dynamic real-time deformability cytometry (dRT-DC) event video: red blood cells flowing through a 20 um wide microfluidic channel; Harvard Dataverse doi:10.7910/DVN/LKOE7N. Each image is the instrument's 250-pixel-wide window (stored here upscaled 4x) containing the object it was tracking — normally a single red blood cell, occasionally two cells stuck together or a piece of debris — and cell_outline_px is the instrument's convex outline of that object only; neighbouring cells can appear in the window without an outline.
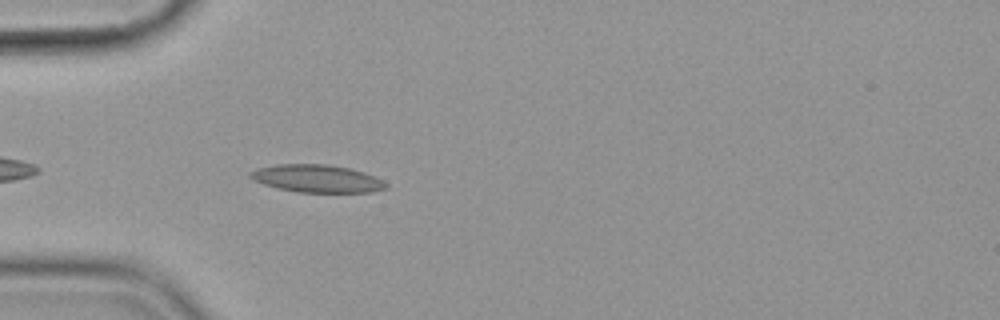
{"species": "common noctule bat (a hibernating species)", "species_latin": "Nyctalus noctula", "temperature_condition": "cold", "stored_images_in_passage": 43, "camera_frame_rate_fps": 3000, "um_per_image_px": 0.085, "animal": {"sex": "female", "body_mass_g": 19.9}, "frame": {"image": 1, "passage_image": 4, "time_ms": 1.0, "image_size_px": [1000, 320], "cell_outline_px": [[388, 188], [372, 192], [296, 192], [264, 184], [248, 176], [248, 172], [256, 168], [276, 164], [328, 164], [348, 168], [364, 172], [384, 180], [388, 184]], "centroid_in_image_um": [26.96, 15.17], "position_along_channel_um": 58.0, "area_um2": 21.91}}
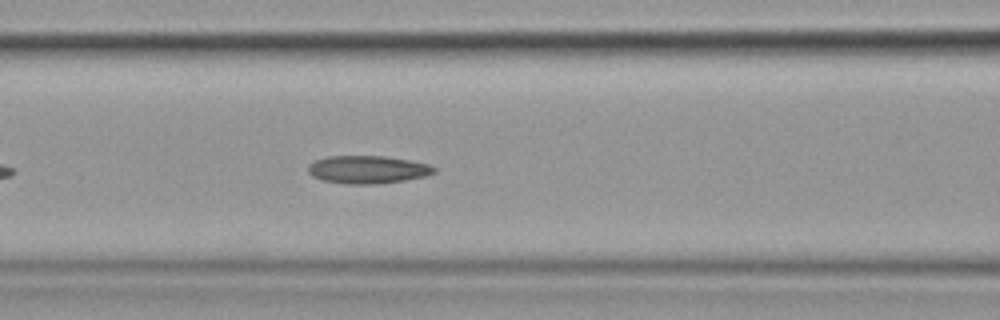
{"frame": {"image": 2, "passage_image": 11, "time_ms": 3.333, "image_size_px": [1000, 320], "cell_outline_px": [[436, 172], [424, 176], [404, 180], [368, 184], [348, 184], [320, 180], [312, 176], [308, 172], [308, 164], [316, 160], [328, 156], [384, 156], [408, 160], [428, 164], [436, 168]], "centroid_in_image_um": [31.21, 14.41], "position_along_channel_um": 135.4, "area_um2": 20.29}}
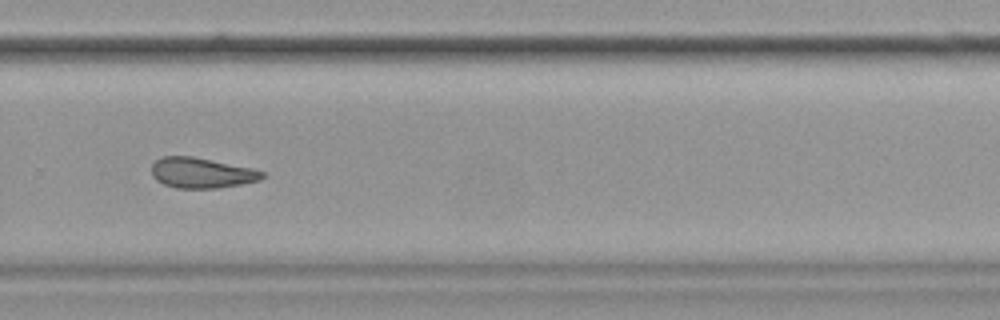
{"frame": {"image": 3, "passage_image": 26, "time_ms": 8.333, "image_size_px": [1000, 320], "cell_outline_px": [[264, 176], [260, 180], [220, 188], [176, 188], [164, 184], [156, 180], [152, 176], [152, 164], [160, 156], [192, 156], [252, 168], [264, 172]], "centroid_in_image_um": [17.11, 14.69], "position_along_channel_um": 312.7, "area_um2": 19.59}, "authors_computed_cell_mechanics": {"area_um2": 20.2878, "velocity_mm_per_s": 3.5626, "shape_relaxation_time_tau1_ms": null, "shape_relaxation_time_tau2_ms": 5.2166, "deformation_change_tau1": null, "deformation_change_tau2": 0.1315}}